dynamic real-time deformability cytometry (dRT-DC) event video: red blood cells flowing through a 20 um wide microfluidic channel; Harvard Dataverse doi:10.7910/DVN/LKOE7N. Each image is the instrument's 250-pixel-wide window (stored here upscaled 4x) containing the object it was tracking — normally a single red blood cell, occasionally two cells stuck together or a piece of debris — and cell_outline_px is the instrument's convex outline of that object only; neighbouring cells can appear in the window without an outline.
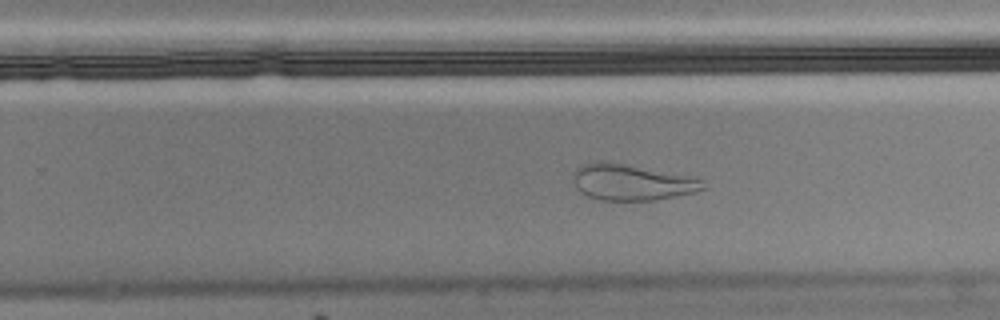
{"species": "Egyptian fruit bat (a non-hibernating species)", "species_latin": "Rousettus aegyptiacus", "temperature_condition": "cold", "stored_images_in_passage": 53, "camera_frame_rate_fps": 3000, "um_per_image_px": 0.085, "animal": {"sex": "male"}, "frame": {"image": 1, "passage_image": 31, "time_ms": 10.0, "image_size_px": [1000, 320], "cell_outline_px": [[708, 188], [676, 196], [652, 200], [600, 200], [588, 196], [580, 192], [576, 188], [572, 180], [572, 172], [576, 168], [584, 164], [596, 160], [608, 160], [688, 176], [704, 180]], "centroid_in_image_um": [53.64, 15.47], "position_along_channel_um": 276.2, "area_um2": 27.63}, "authors_computed_cell_mechanics": {"area_um2": 26.3568, "velocity_mm_per_s": 3.476, "shape_relaxation_time_tau1_ms": null, "shape_relaxation_time_tau2_ms": 1.3305, "deformation_change_tau1": null, "deformation_change_tau2": 0.083}}